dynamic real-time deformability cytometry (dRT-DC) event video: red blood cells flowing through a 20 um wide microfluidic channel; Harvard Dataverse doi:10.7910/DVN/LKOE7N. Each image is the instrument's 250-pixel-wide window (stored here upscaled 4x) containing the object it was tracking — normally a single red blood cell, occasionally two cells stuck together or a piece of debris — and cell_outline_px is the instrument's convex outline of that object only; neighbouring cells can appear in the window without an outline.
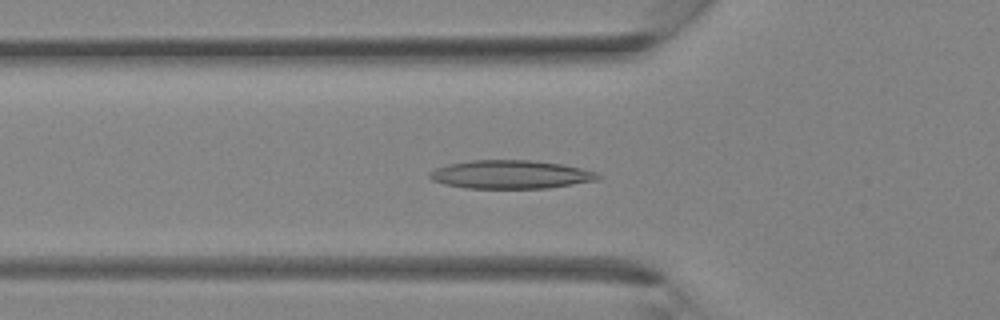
{"species": "Egyptian fruit bat (a non-hibernating species)", "species_latin": "Rousettus aegyptiacus", "temperature_condition": "room temperature", "stored_images_in_passage": 9, "camera_frame_rate_fps": 3000, "um_per_image_px": 0.085, "animal": {"sex": "female"}, "frame": {"image": 1, "passage_image": 5, "time_ms": 1.333, "image_size_px": [1000, 320], "cell_outline_px": [[604, 176], [600, 180], [548, 188], [468, 188], [444, 184], [432, 180], [428, 176], [428, 172], [436, 168], [448, 164], [472, 160], [532, 160], [560, 164], [580, 168], [596, 172]], "centroid_in_image_um": [43.43, 14.83], "position_along_channel_um": 82.4, "area_um2": 27.98}}
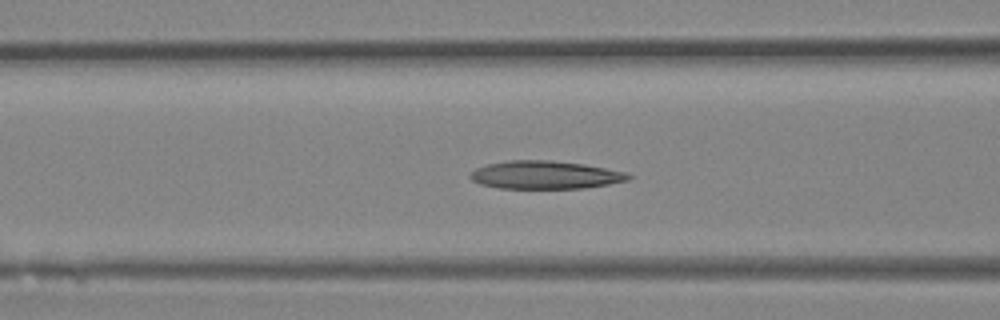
{"frame": {"image": 2, "passage_image": 7, "time_ms": 2.0, "image_size_px": [1000, 320], "cell_outline_px": [[632, 176], [628, 180], [608, 184], [584, 188], [500, 188], [480, 184], [472, 180], [468, 176], [476, 168], [488, 164], [508, 160], [552, 160], [584, 164], [628, 172]], "centroid_in_image_um": [46.35, 14.86], "position_along_channel_um": 120.3, "area_um2": 25.84}}